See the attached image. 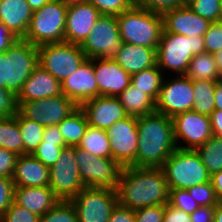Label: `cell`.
<instances>
[{"label":"cell","instance_id":"obj_47","mask_svg":"<svg viewBox=\"0 0 222 222\" xmlns=\"http://www.w3.org/2000/svg\"><path fill=\"white\" fill-rule=\"evenodd\" d=\"M14 183L12 178L0 177V218L13 203Z\"/></svg>","mask_w":222,"mask_h":222},{"label":"cell","instance_id":"obj_5","mask_svg":"<svg viewBox=\"0 0 222 222\" xmlns=\"http://www.w3.org/2000/svg\"><path fill=\"white\" fill-rule=\"evenodd\" d=\"M67 9L61 0H50L34 10L23 40L35 46L64 42Z\"/></svg>","mask_w":222,"mask_h":222},{"label":"cell","instance_id":"obj_43","mask_svg":"<svg viewBox=\"0 0 222 222\" xmlns=\"http://www.w3.org/2000/svg\"><path fill=\"white\" fill-rule=\"evenodd\" d=\"M203 37L205 52L214 55L222 50V21L211 23Z\"/></svg>","mask_w":222,"mask_h":222},{"label":"cell","instance_id":"obj_59","mask_svg":"<svg viewBox=\"0 0 222 222\" xmlns=\"http://www.w3.org/2000/svg\"><path fill=\"white\" fill-rule=\"evenodd\" d=\"M214 222H222V202L215 206Z\"/></svg>","mask_w":222,"mask_h":222},{"label":"cell","instance_id":"obj_8","mask_svg":"<svg viewBox=\"0 0 222 222\" xmlns=\"http://www.w3.org/2000/svg\"><path fill=\"white\" fill-rule=\"evenodd\" d=\"M78 222H108L118 204L117 189L85 187L70 199Z\"/></svg>","mask_w":222,"mask_h":222},{"label":"cell","instance_id":"obj_13","mask_svg":"<svg viewBox=\"0 0 222 222\" xmlns=\"http://www.w3.org/2000/svg\"><path fill=\"white\" fill-rule=\"evenodd\" d=\"M164 77L162 86L155 102V110L169 118L186 111H192L193 87L192 80L185 75Z\"/></svg>","mask_w":222,"mask_h":222},{"label":"cell","instance_id":"obj_6","mask_svg":"<svg viewBox=\"0 0 222 222\" xmlns=\"http://www.w3.org/2000/svg\"><path fill=\"white\" fill-rule=\"evenodd\" d=\"M169 189H189L210 181L196 150L177 148L161 167Z\"/></svg>","mask_w":222,"mask_h":222},{"label":"cell","instance_id":"obj_45","mask_svg":"<svg viewBox=\"0 0 222 222\" xmlns=\"http://www.w3.org/2000/svg\"><path fill=\"white\" fill-rule=\"evenodd\" d=\"M18 112L17 96L0 87V117H13Z\"/></svg>","mask_w":222,"mask_h":222},{"label":"cell","instance_id":"obj_16","mask_svg":"<svg viewBox=\"0 0 222 222\" xmlns=\"http://www.w3.org/2000/svg\"><path fill=\"white\" fill-rule=\"evenodd\" d=\"M174 136L179 149H193L206 143L213 135L209 116L186 111L172 117ZM183 141L186 146L179 145Z\"/></svg>","mask_w":222,"mask_h":222},{"label":"cell","instance_id":"obj_62","mask_svg":"<svg viewBox=\"0 0 222 222\" xmlns=\"http://www.w3.org/2000/svg\"><path fill=\"white\" fill-rule=\"evenodd\" d=\"M192 1H194V0H184V5H188Z\"/></svg>","mask_w":222,"mask_h":222},{"label":"cell","instance_id":"obj_7","mask_svg":"<svg viewBox=\"0 0 222 222\" xmlns=\"http://www.w3.org/2000/svg\"><path fill=\"white\" fill-rule=\"evenodd\" d=\"M87 59L80 45L68 42L38 46L39 65L62 83Z\"/></svg>","mask_w":222,"mask_h":222},{"label":"cell","instance_id":"obj_18","mask_svg":"<svg viewBox=\"0 0 222 222\" xmlns=\"http://www.w3.org/2000/svg\"><path fill=\"white\" fill-rule=\"evenodd\" d=\"M99 96L118 97L130 84L131 75L113 58H93Z\"/></svg>","mask_w":222,"mask_h":222},{"label":"cell","instance_id":"obj_11","mask_svg":"<svg viewBox=\"0 0 222 222\" xmlns=\"http://www.w3.org/2000/svg\"><path fill=\"white\" fill-rule=\"evenodd\" d=\"M76 162L85 187L117 189L122 167L112 158L96 157L76 147Z\"/></svg>","mask_w":222,"mask_h":222},{"label":"cell","instance_id":"obj_58","mask_svg":"<svg viewBox=\"0 0 222 222\" xmlns=\"http://www.w3.org/2000/svg\"><path fill=\"white\" fill-rule=\"evenodd\" d=\"M50 0H27L32 11L42 8Z\"/></svg>","mask_w":222,"mask_h":222},{"label":"cell","instance_id":"obj_37","mask_svg":"<svg viewBox=\"0 0 222 222\" xmlns=\"http://www.w3.org/2000/svg\"><path fill=\"white\" fill-rule=\"evenodd\" d=\"M187 6L211 23L221 21V0H194Z\"/></svg>","mask_w":222,"mask_h":222},{"label":"cell","instance_id":"obj_49","mask_svg":"<svg viewBox=\"0 0 222 222\" xmlns=\"http://www.w3.org/2000/svg\"><path fill=\"white\" fill-rule=\"evenodd\" d=\"M163 222H192L190 214L167 203Z\"/></svg>","mask_w":222,"mask_h":222},{"label":"cell","instance_id":"obj_27","mask_svg":"<svg viewBox=\"0 0 222 222\" xmlns=\"http://www.w3.org/2000/svg\"><path fill=\"white\" fill-rule=\"evenodd\" d=\"M129 116L141 117L155 112V101L131 84L117 97Z\"/></svg>","mask_w":222,"mask_h":222},{"label":"cell","instance_id":"obj_31","mask_svg":"<svg viewBox=\"0 0 222 222\" xmlns=\"http://www.w3.org/2000/svg\"><path fill=\"white\" fill-rule=\"evenodd\" d=\"M218 81L195 80L192 81L193 104L192 111L201 115L210 116L215 110L214 94Z\"/></svg>","mask_w":222,"mask_h":222},{"label":"cell","instance_id":"obj_14","mask_svg":"<svg viewBox=\"0 0 222 222\" xmlns=\"http://www.w3.org/2000/svg\"><path fill=\"white\" fill-rule=\"evenodd\" d=\"M79 106L63 93L58 96L23 102L18 111L43 127L58 125Z\"/></svg>","mask_w":222,"mask_h":222},{"label":"cell","instance_id":"obj_61","mask_svg":"<svg viewBox=\"0 0 222 222\" xmlns=\"http://www.w3.org/2000/svg\"><path fill=\"white\" fill-rule=\"evenodd\" d=\"M66 6H71L74 4H80L87 2L88 0H61Z\"/></svg>","mask_w":222,"mask_h":222},{"label":"cell","instance_id":"obj_19","mask_svg":"<svg viewBox=\"0 0 222 222\" xmlns=\"http://www.w3.org/2000/svg\"><path fill=\"white\" fill-rule=\"evenodd\" d=\"M100 16L99 11L88 1L68 6L65 42L81 45L90 35Z\"/></svg>","mask_w":222,"mask_h":222},{"label":"cell","instance_id":"obj_60","mask_svg":"<svg viewBox=\"0 0 222 222\" xmlns=\"http://www.w3.org/2000/svg\"><path fill=\"white\" fill-rule=\"evenodd\" d=\"M216 67L220 74H222V50L214 54Z\"/></svg>","mask_w":222,"mask_h":222},{"label":"cell","instance_id":"obj_29","mask_svg":"<svg viewBox=\"0 0 222 222\" xmlns=\"http://www.w3.org/2000/svg\"><path fill=\"white\" fill-rule=\"evenodd\" d=\"M184 75L189 77L192 81H219L220 79V73L216 67L215 57L208 52L194 55L188 64Z\"/></svg>","mask_w":222,"mask_h":222},{"label":"cell","instance_id":"obj_26","mask_svg":"<svg viewBox=\"0 0 222 222\" xmlns=\"http://www.w3.org/2000/svg\"><path fill=\"white\" fill-rule=\"evenodd\" d=\"M157 48L124 43L113 59L130 75L157 64Z\"/></svg>","mask_w":222,"mask_h":222},{"label":"cell","instance_id":"obj_24","mask_svg":"<svg viewBox=\"0 0 222 222\" xmlns=\"http://www.w3.org/2000/svg\"><path fill=\"white\" fill-rule=\"evenodd\" d=\"M60 200L49 186L14 187L13 201L40 217L53 208Z\"/></svg>","mask_w":222,"mask_h":222},{"label":"cell","instance_id":"obj_9","mask_svg":"<svg viewBox=\"0 0 222 222\" xmlns=\"http://www.w3.org/2000/svg\"><path fill=\"white\" fill-rule=\"evenodd\" d=\"M124 44L115 15H101L80 45L87 59L113 58Z\"/></svg>","mask_w":222,"mask_h":222},{"label":"cell","instance_id":"obj_20","mask_svg":"<svg viewBox=\"0 0 222 222\" xmlns=\"http://www.w3.org/2000/svg\"><path fill=\"white\" fill-rule=\"evenodd\" d=\"M62 93L78 106L88 99L99 96L98 85L93 71V58L85 62L61 83Z\"/></svg>","mask_w":222,"mask_h":222},{"label":"cell","instance_id":"obj_21","mask_svg":"<svg viewBox=\"0 0 222 222\" xmlns=\"http://www.w3.org/2000/svg\"><path fill=\"white\" fill-rule=\"evenodd\" d=\"M163 30L188 37L204 36L211 22L200 17L187 5L176 7L162 14Z\"/></svg>","mask_w":222,"mask_h":222},{"label":"cell","instance_id":"obj_42","mask_svg":"<svg viewBox=\"0 0 222 222\" xmlns=\"http://www.w3.org/2000/svg\"><path fill=\"white\" fill-rule=\"evenodd\" d=\"M40 216L14 201L0 218V222H39Z\"/></svg>","mask_w":222,"mask_h":222},{"label":"cell","instance_id":"obj_48","mask_svg":"<svg viewBox=\"0 0 222 222\" xmlns=\"http://www.w3.org/2000/svg\"><path fill=\"white\" fill-rule=\"evenodd\" d=\"M18 156L10 150L0 148V177H13Z\"/></svg>","mask_w":222,"mask_h":222},{"label":"cell","instance_id":"obj_52","mask_svg":"<svg viewBox=\"0 0 222 222\" xmlns=\"http://www.w3.org/2000/svg\"><path fill=\"white\" fill-rule=\"evenodd\" d=\"M18 39L0 22V52H6Z\"/></svg>","mask_w":222,"mask_h":222},{"label":"cell","instance_id":"obj_2","mask_svg":"<svg viewBox=\"0 0 222 222\" xmlns=\"http://www.w3.org/2000/svg\"><path fill=\"white\" fill-rule=\"evenodd\" d=\"M136 167L161 168L177 149L172 118L158 112L137 117Z\"/></svg>","mask_w":222,"mask_h":222},{"label":"cell","instance_id":"obj_55","mask_svg":"<svg viewBox=\"0 0 222 222\" xmlns=\"http://www.w3.org/2000/svg\"><path fill=\"white\" fill-rule=\"evenodd\" d=\"M210 182L214 188L217 200L222 202V170L210 175Z\"/></svg>","mask_w":222,"mask_h":222},{"label":"cell","instance_id":"obj_56","mask_svg":"<svg viewBox=\"0 0 222 222\" xmlns=\"http://www.w3.org/2000/svg\"><path fill=\"white\" fill-rule=\"evenodd\" d=\"M7 85V56L5 52H0V87Z\"/></svg>","mask_w":222,"mask_h":222},{"label":"cell","instance_id":"obj_44","mask_svg":"<svg viewBox=\"0 0 222 222\" xmlns=\"http://www.w3.org/2000/svg\"><path fill=\"white\" fill-rule=\"evenodd\" d=\"M133 2L138 7L160 14L184 5V0H133Z\"/></svg>","mask_w":222,"mask_h":222},{"label":"cell","instance_id":"obj_40","mask_svg":"<svg viewBox=\"0 0 222 222\" xmlns=\"http://www.w3.org/2000/svg\"><path fill=\"white\" fill-rule=\"evenodd\" d=\"M101 15H120L128 10L133 4V0H88Z\"/></svg>","mask_w":222,"mask_h":222},{"label":"cell","instance_id":"obj_15","mask_svg":"<svg viewBox=\"0 0 222 222\" xmlns=\"http://www.w3.org/2000/svg\"><path fill=\"white\" fill-rule=\"evenodd\" d=\"M110 139L112 159L121 167H136L138 149L137 117L128 116L116 121L106 130Z\"/></svg>","mask_w":222,"mask_h":222},{"label":"cell","instance_id":"obj_39","mask_svg":"<svg viewBox=\"0 0 222 222\" xmlns=\"http://www.w3.org/2000/svg\"><path fill=\"white\" fill-rule=\"evenodd\" d=\"M168 203L188 214L199 207L187 189H169Z\"/></svg>","mask_w":222,"mask_h":222},{"label":"cell","instance_id":"obj_4","mask_svg":"<svg viewBox=\"0 0 222 222\" xmlns=\"http://www.w3.org/2000/svg\"><path fill=\"white\" fill-rule=\"evenodd\" d=\"M204 42L203 36L188 37L162 30L156 50L157 66L162 72L184 75L193 56L205 52Z\"/></svg>","mask_w":222,"mask_h":222},{"label":"cell","instance_id":"obj_23","mask_svg":"<svg viewBox=\"0 0 222 222\" xmlns=\"http://www.w3.org/2000/svg\"><path fill=\"white\" fill-rule=\"evenodd\" d=\"M12 180L14 187L49 186V168L32 154L19 155Z\"/></svg>","mask_w":222,"mask_h":222},{"label":"cell","instance_id":"obj_17","mask_svg":"<svg viewBox=\"0 0 222 222\" xmlns=\"http://www.w3.org/2000/svg\"><path fill=\"white\" fill-rule=\"evenodd\" d=\"M80 108L87 117L88 126L103 130H107L116 121L129 116L121 101L112 96H98L88 99L80 105Z\"/></svg>","mask_w":222,"mask_h":222},{"label":"cell","instance_id":"obj_41","mask_svg":"<svg viewBox=\"0 0 222 222\" xmlns=\"http://www.w3.org/2000/svg\"><path fill=\"white\" fill-rule=\"evenodd\" d=\"M187 190L199 206H216L219 203L210 181Z\"/></svg>","mask_w":222,"mask_h":222},{"label":"cell","instance_id":"obj_30","mask_svg":"<svg viewBox=\"0 0 222 222\" xmlns=\"http://www.w3.org/2000/svg\"><path fill=\"white\" fill-rule=\"evenodd\" d=\"M77 148L96 157L112 158L110 139L103 129L88 126Z\"/></svg>","mask_w":222,"mask_h":222},{"label":"cell","instance_id":"obj_57","mask_svg":"<svg viewBox=\"0 0 222 222\" xmlns=\"http://www.w3.org/2000/svg\"><path fill=\"white\" fill-rule=\"evenodd\" d=\"M215 109L222 110V83L217 82L214 94Z\"/></svg>","mask_w":222,"mask_h":222},{"label":"cell","instance_id":"obj_50","mask_svg":"<svg viewBox=\"0 0 222 222\" xmlns=\"http://www.w3.org/2000/svg\"><path fill=\"white\" fill-rule=\"evenodd\" d=\"M108 222H135V210L121 206L118 203L113 209Z\"/></svg>","mask_w":222,"mask_h":222},{"label":"cell","instance_id":"obj_36","mask_svg":"<svg viewBox=\"0 0 222 222\" xmlns=\"http://www.w3.org/2000/svg\"><path fill=\"white\" fill-rule=\"evenodd\" d=\"M39 222H78L76 210L70 200H60L40 217Z\"/></svg>","mask_w":222,"mask_h":222},{"label":"cell","instance_id":"obj_38","mask_svg":"<svg viewBox=\"0 0 222 222\" xmlns=\"http://www.w3.org/2000/svg\"><path fill=\"white\" fill-rule=\"evenodd\" d=\"M63 148L57 142L42 141L32 155L50 168L55 165Z\"/></svg>","mask_w":222,"mask_h":222},{"label":"cell","instance_id":"obj_35","mask_svg":"<svg viewBox=\"0 0 222 222\" xmlns=\"http://www.w3.org/2000/svg\"><path fill=\"white\" fill-rule=\"evenodd\" d=\"M18 125L23 140L24 154H33L43 140L45 127L33 120L25 118L19 111Z\"/></svg>","mask_w":222,"mask_h":222},{"label":"cell","instance_id":"obj_64","mask_svg":"<svg viewBox=\"0 0 222 222\" xmlns=\"http://www.w3.org/2000/svg\"><path fill=\"white\" fill-rule=\"evenodd\" d=\"M221 2H222V0H221ZM221 21H222V7H221Z\"/></svg>","mask_w":222,"mask_h":222},{"label":"cell","instance_id":"obj_54","mask_svg":"<svg viewBox=\"0 0 222 222\" xmlns=\"http://www.w3.org/2000/svg\"><path fill=\"white\" fill-rule=\"evenodd\" d=\"M209 118L213 135L222 138V110L215 109Z\"/></svg>","mask_w":222,"mask_h":222},{"label":"cell","instance_id":"obj_28","mask_svg":"<svg viewBox=\"0 0 222 222\" xmlns=\"http://www.w3.org/2000/svg\"><path fill=\"white\" fill-rule=\"evenodd\" d=\"M58 127L63 135L66 146L77 147L88 127V120L84 111L79 106L68 117L64 118L58 124Z\"/></svg>","mask_w":222,"mask_h":222},{"label":"cell","instance_id":"obj_51","mask_svg":"<svg viewBox=\"0 0 222 222\" xmlns=\"http://www.w3.org/2000/svg\"><path fill=\"white\" fill-rule=\"evenodd\" d=\"M190 216L192 222H214L215 206H199Z\"/></svg>","mask_w":222,"mask_h":222},{"label":"cell","instance_id":"obj_53","mask_svg":"<svg viewBox=\"0 0 222 222\" xmlns=\"http://www.w3.org/2000/svg\"><path fill=\"white\" fill-rule=\"evenodd\" d=\"M42 141L57 142L61 147H66L58 125L45 127Z\"/></svg>","mask_w":222,"mask_h":222},{"label":"cell","instance_id":"obj_46","mask_svg":"<svg viewBox=\"0 0 222 222\" xmlns=\"http://www.w3.org/2000/svg\"><path fill=\"white\" fill-rule=\"evenodd\" d=\"M165 205H155L135 210V222H163Z\"/></svg>","mask_w":222,"mask_h":222},{"label":"cell","instance_id":"obj_32","mask_svg":"<svg viewBox=\"0 0 222 222\" xmlns=\"http://www.w3.org/2000/svg\"><path fill=\"white\" fill-rule=\"evenodd\" d=\"M164 80V73L157 64L131 75V85L149 95L155 102Z\"/></svg>","mask_w":222,"mask_h":222},{"label":"cell","instance_id":"obj_1","mask_svg":"<svg viewBox=\"0 0 222 222\" xmlns=\"http://www.w3.org/2000/svg\"><path fill=\"white\" fill-rule=\"evenodd\" d=\"M118 203L137 210L140 208L166 205L169 188L162 168L122 167L119 175Z\"/></svg>","mask_w":222,"mask_h":222},{"label":"cell","instance_id":"obj_33","mask_svg":"<svg viewBox=\"0 0 222 222\" xmlns=\"http://www.w3.org/2000/svg\"><path fill=\"white\" fill-rule=\"evenodd\" d=\"M0 148L24 155L23 140L18 125V112L13 117H0Z\"/></svg>","mask_w":222,"mask_h":222},{"label":"cell","instance_id":"obj_22","mask_svg":"<svg viewBox=\"0 0 222 222\" xmlns=\"http://www.w3.org/2000/svg\"><path fill=\"white\" fill-rule=\"evenodd\" d=\"M62 94L61 83L38 65L24 82L17 96L18 106L23 102L39 100Z\"/></svg>","mask_w":222,"mask_h":222},{"label":"cell","instance_id":"obj_10","mask_svg":"<svg viewBox=\"0 0 222 222\" xmlns=\"http://www.w3.org/2000/svg\"><path fill=\"white\" fill-rule=\"evenodd\" d=\"M49 187L61 200H70L85 188L76 162V147L66 146L49 168Z\"/></svg>","mask_w":222,"mask_h":222},{"label":"cell","instance_id":"obj_34","mask_svg":"<svg viewBox=\"0 0 222 222\" xmlns=\"http://www.w3.org/2000/svg\"><path fill=\"white\" fill-rule=\"evenodd\" d=\"M209 175L222 170V138L212 135L206 143L195 149Z\"/></svg>","mask_w":222,"mask_h":222},{"label":"cell","instance_id":"obj_3","mask_svg":"<svg viewBox=\"0 0 222 222\" xmlns=\"http://www.w3.org/2000/svg\"><path fill=\"white\" fill-rule=\"evenodd\" d=\"M120 36L124 43L157 48L163 30V17L160 13L132 5L116 16Z\"/></svg>","mask_w":222,"mask_h":222},{"label":"cell","instance_id":"obj_63","mask_svg":"<svg viewBox=\"0 0 222 222\" xmlns=\"http://www.w3.org/2000/svg\"><path fill=\"white\" fill-rule=\"evenodd\" d=\"M219 82L222 83V74H220V79H219Z\"/></svg>","mask_w":222,"mask_h":222},{"label":"cell","instance_id":"obj_25","mask_svg":"<svg viewBox=\"0 0 222 222\" xmlns=\"http://www.w3.org/2000/svg\"><path fill=\"white\" fill-rule=\"evenodd\" d=\"M32 14L27 0H0V22L19 39L25 37Z\"/></svg>","mask_w":222,"mask_h":222},{"label":"cell","instance_id":"obj_12","mask_svg":"<svg viewBox=\"0 0 222 222\" xmlns=\"http://www.w3.org/2000/svg\"><path fill=\"white\" fill-rule=\"evenodd\" d=\"M5 53L7 56L6 89L18 96L24 82L39 65L38 46L18 39Z\"/></svg>","mask_w":222,"mask_h":222}]
</instances>
